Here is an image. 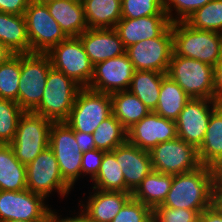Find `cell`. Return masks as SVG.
<instances>
[{
	"mask_svg": "<svg viewBox=\"0 0 222 222\" xmlns=\"http://www.w3.org/2000/svg\"><path fill=\"white\" fill-rule=\"evenodd\" d=\"M214 182V169L203 165L189 172L172 175L171 188L160 206L201 213L214 203Z\"/></svg>",
	"mask_w": 222,
	"mask_h": 222,
	"instance_id": "cell-1",
	"label": "cell"
},
{
	"mask_svg": "<svg viewBox=\"0 0 222 222\" xmlns=\"http://www.w3.org/2000/svg\"><path fill=\"white\" fill-rule=\"evenodd\" d=\"M176 56L196 59L214 67L222 56V33L195 29L184 21L172 22Z\"/></svg>",
	"mask_w": 222,
	"mask_h": 222,
	"instance_id": "cell-2",
	"label": "cell"
},
{
	"mask_svg": "<svg viewBox=\"0 0 222 222\" xmlns=\"http://www.w3.org/2000/svg\"><path fill=\"white\" fill-rule=\"evenodd\" d=\"M82 87L63 72L49 70L40 104L32 111L52 122H65Z\"/></svg>",
	"mask_w": 222,
	"mask_h": 222,
	"instance_id": "cell-3",
	"label": "cell"
},
{
	"mask_svg": "<svg viewBox=\"0 0 222 222\" xmlns=\"http://www.w3.org/2000/svg\"><path fill=\"white\" fill-rule=\"evenodd\" d=\"M52 121L34 112L25 111L19 118L17 130L10 143L15 157L25 166L49 146Z\"/></svg>",
	"mask_w": 222,
	"mask_h": 222,
	"instance_id": "cell-4",
	"label": "cell"
},
{
	"mask_svg": "<svg viewBox=\"0 0 222 222\" xmlns=\"http://www.w3.org/2000/svg\"><path fill=\"white\" fill-rule=\"evenodd\" d=\"M167 75L190 98L214 100V67L196 59L172 54Z\"/></svg>",
	"mask_w": 222,
	"mask_h": 222,
	"instance_id": "cell-5",
	"label": "cell"
},
{
	"mask_svg": "<svg viewBox=\"0 0 222 222\" xmlns=\"http://www.w3.org/2000/svg\"><path fill=\"white\" fill-rule=\"evenodd\" d=\"M51 68L46 53L21 54L18 105L24 111L32 112L40 104Z\"/></svg>",
	"mask_w": 222,
	"mask_h": 222,
	"instance_id": "cell-6",
	"label": "cell"
},
{
	"mask_svg": "<svg viewBox=\"0 0 222 222\" xmlns=\"http://www.w3.org/2000/svg\"><path fill=\"white\" fill-rule=\"evenodd\" d=\"M112 114L110 94L81 88L65 121L74 131L92 134Z\"/></svg>",
	"mask_w": 222,
	"mask_h": 222,
	"instance_id": "cell-7",
	"label": "cell"
},
{
	"mask_svg": "<svg viewBox=\"0 0 222 222\" xmlns=\"http://www.w3.org/2000/svg\"><path fill=\"white\" fill-rule=\"evenodd\" d=\"M46 54L54 69L63 72L82 88L89 86L94 73V65L79 37H68L52 47Z\"/></svg>",
	"mask_w": 222,
	"mask_h": 222,
	"instance_id": "cell-8",
	"label": "cell"
},
{
	"mask_svg": "<svg viewBox=\"0 0 222 222\" xmlns=\"http://www.w3.org/2000/svg\"><path fill=\"white\" fill-rule=\"evenodd\" d=\"M24 17L30 42V53H47L68 38L57 21L49 14L42 0H31Z\"/></svg>",
	"mask_w": 222,
	"mask_h": 222,
	"instance_id": "cell-9",
	"label": "cell"
},
{
	"mask_svg": "<svg viewBox=\"0 0 222 222\" xmlns=\"http://www.w3.org/2000/svg\"><path fill=\"white\" fill-rule=\"evenodd\" d=\"M26 178L27 189L46 199L54 191L65 198L72 190L63 179L57 159L49 146L26 166Z\"/></svg>",
	"mask_w": 222,
	"mask_h": 222,
	"instance_id": "cell-10",
	"label": "cell"
},
{
	"mask_svg": "<svg viewBox=\"0 0 222 222\" xmlns=\"http://www.w3.org/2000/svg\"><path fill=\"white\" fill-rule=\"evenodd\" d=\"M49 147L52 149L63 179L71 186L81 175L82 151L75 139V131L66 122H53Z\"/></svg>",
	"mask_w": 222,
	"mask_h": 222,
	"instance_id": "cell-11",
	"label": "cell"
},
{
	"mask_svg": "<svg viewBox=\"0 0 222 222\" xmlns=\"http://www.w3.org/2000/svg\"><path fill=\"white\" fill-rule=\"evenodd\" d=\"M173 49L171 25L157 38L140 41L126 48L135 71L167 73Z\"/></svg>",
	"mask_w": 222,
	"mask_h": 222,
	"instance_id": "cell-12",
	"label": "cell"
},
{
	"mask_svg": "<svg viewBox=\"0 0 222 222\" xmlns=\"http://www.w3.org/2000/svg\"><path fill=\"white\" fill-rule=\"evenodd\" d=\"M149 155L153 170L168 175H178L201 166L198 150L178 137L159 143Z\"/></svg>",
	"mask_w": 222,
	"mask_h": 222,
	"instance_id": "cell-13",
	"label": "cell"
},
{
	"mask_svg": "<svg viewBox=\"0 0 222 222\" xmlns=\"http://www.w3.org/2000/svg\"><path fill=\"white\" fill-rule=\"evenodd\" d=\"M43 196L28 189L23 191L0 190V222L24 220L42 222L50 216L51 208Z\"/></svg>",
	"mask_w": 222,
	"mask_h": 222,
	"instance_id": "cell-14",
	"label": "cell"
},
{
	"mask_svg": "<svg viewBox=\"0 0 222 222\" xmlns=\"http://www.w3.org/2000/svg\"><path fill=\"white\" fill-rule=\"evenodd\" d=\"M217 108L215 100L191 98L176 120L178 138L198 150L207 131L210 117Z\"/></svg>",
	"mask_w": 222,
	"mask_h": 222,
	"instance_id": "cell-15",
	"label": "cell"
},
{
	"mask_svg": "<svg viewBox=\"0 0 222 222\" xmlns=\"http://www.w3.org/2000/svg\"><path fill=\"white\" fill-rule=\"evenodd\" d=\"M134 67L126 53L97 63L87 88L112 94L129 89L134 74Z\"/></svg>",
	"mask_w": 222,
	"mask_h": 222,
	"instance_id": "cell-16",
	"label": "cell"
},
{
	"mask_svg": "<svg viewBox=\"0 0 222 222\" xmlns=\"http://www.w3.org/2000/svg\"><path fill=\"white\" fill-rule=\"evenodd\" d=\"M177 137L176 121L166 119L153 111L127 129V142L145 151Z\"/></svg>",
	"mask_w": 222,
	"mask_h": 222,
	"instance_id": "cell-17",
	"label": "cell"
},
{
	"mask_svg": "<svg viewBox=\"0 0 222 222\" xmlns=\"http://www.w3.org/2000/svg\"><path fill=\"white\" fill-rule=\"evenodd\" d=\"M78 37L94 66L126 53V48L115 28H88Z\"/></svg>",
	"mask_w": 222,
	"mask_h": 222,
	"instance_id": "cell-18",
	"label": "cell"
},
{
	"mask_svg": "<svg viewBox=\"0 0 222 222\" xmlns=\"http://www.w3.org/2000/svg\"><path fill=\"white\" fill-rule=\"evenodd\" d=\"M116 160L123 172L127 193H133L153 170L149 151L129 142L116 147Z\"/></svg>",
	"mask_w": 222,
	"mask_h": 222,
	"instance_id": "cell-19",
	"label": "cell"
},
{
	"mask_svg": "<svg viewBox=\"0 0 222 222\" xmlns=\"http://www.w3.org/2000/svg\"><path fill=\"white\" fill-rule=\"evenodd\" d=\"M167 15H153L140 18H121L115 29L127 48L135 43L159 37L170 25Z\"/></svg>",
	"mask_w": 222,
	"mask_h": 222,
	"instance_id": "cell-20",
	"label": "cell"
},
{
	"mask_svg": "<svg viewBox=\"0 0 222 222\" xmlns=\"http://www.w3.org/2000/svg\"><path fill=\"white\" fill-rule=\"evenodd\" d=\"M93 195H89L86 203L80 206L88 215L91 222H111L125 203L132 197V193L121 191H103L92 188Z\"/></svg>",
	"mask_w": 222,
	"mask_h": 222,
	"instance_id": "cell-21",
	"label": "cell"
},
{
	"mask_svg": "<svg viewBox=\"0 0 222 222\" xmlns=\"http://www.w3.org/2000/svg\"><path fill=\"white\" fill-rule=\"evenodd\" d=\"M68 37H78L88 25L81 0H42Z\"/></svg>",
	"mask_w": 222,
	"mask_h": 222,
	"instance_id": "cell-22",
	"label": "cell"
},
{
	"mask_svg": "<svg viewBox=\"0 0 222 222\" xmlns=\"http://www.w3.org/2000/svg\"><path fill=\"white\" fill-rule=\"evenodd\" d=\"M0 43L5 45L13 54L30 53V42L24 15L0 12Z\"/></svg>",
	"mask_w": 222,
	"mask_h": 222,
	"instance_id": "cell-23",
	"label": "cell"
},
{
	"mask_svg": "<svg viewBox=\"0 0 222 222\" xmlns=\"http://www.w3.org/2000/svg\"><path fill=\"white\" fill-rule=\"evenodd\" d=\"M198 156L201 165L213 169L222 161V110L219 107L210 117Z\"/></svg>",
	"mask_w": 222,
	"mask_h": 222,
	"instance_id": "cell-24",
	"label": "cell"
},
{
	"mask_svg": "<svg viewBox=\"0 0 222 222\" xmlns=\"http://www.w3.org/2000/svg\"><path fill=\"white\" fill-rule=\"evenodd\" d=\"M88 28H115L122 18L121 0H81Z\"/></svg>",
	"mask_w": 222,
	"mask_h": 222,
	"instance_id": "cell-25",
	"label": "cell"
},
{
	"mask_svg": "<svg viewBox=\"0 0 222 222\" xmlns=\"http://www.w3.org/2000/svg\"><path fill=\"white\" fill-rule=\"evenodd\" d=\"M27 189L26 166L16 157L10 144H0V190Z\"/></svg>",
	"mask_w": 222,
	"mask_h": 222,
	"instance_id": "cell-26",
	"label": "cell"
},
{
	"mask_svg": "<svg viewBox=\"0 0 222 222\" xmlns=\"http://www.w3.org/2000/svg\"><path fill=\"white\" fill-rule=\"evenodd\" d=\"M172 185V175L152 170L132 193V197L152 210L162 205Z\"/></svg>",
	"mask_w": 222,
	"mask_h": 222,
	"instance_id": "cell-27",
	"label": "cell"
},
{
	"mask_svg": "<svg viewBox=\"0 0 222 222\" xmlns=\"http://www.w3.org/2000/svg\"><path fill=\"white\" fill-rule=\"evenodd\" d=\"M190 99L187 93L166 74L162 79L160 97L153 112L166 119L176 121Z\"/></svg>",
	"mask_w": 222,
	"mask_h": 222,
	"instance_id": "cell-28",
	"label": "cell"
},
{
	"mask_svg": "<svg viewBox=\"0 0 222 222\" xmlns=\"http://www.w3.org/2000/svg\"><path fill=\"white\" fill-rule=\"evenodd\" d=\"M166 74L157 71H134L128 91L152 112L158 104L162 79Z\"/></svg>",
	"mask_w": 222,
	"mask_h": 222,
	"instance_id": "cell-29",
	"label": "cell"
},
{
	"mask_svg": "<svg viewBox=\"0 0 222 222\" xmlns=\"http://www.w3.org/2000/svg\"><path fill=\"white\" fill-rule=\"evenodd\" d=\"M112 114L126 128L139 122L151 111L132 93L119 91L110 94Z\"/></svg>",
	"mask_w": 222,
	"mask_h": 222,
	"instance_id": "cell-30",
	"label": "cell"
},
{
	"mask_svg": "<svg viewBox=\"0 0 222 222\" xmlns=\"http://www.w3.org/2000/svg\"><path fill=\"white\" fill-rule=\"evenodd\" d=\"M92 181L97 190L126 192L123 172L116 160V148L104 153L99 172Z\"/></svg>",
	"mask_w": 222,
	"mask_h": 222,
	"instance_id": "cell-31",
	"label": "cell"
},
{
	"mask_svg": "<svg viewBox=\"0 0 222 222\" xmlns=\"http://www.w3.org/2000/svg\"><path fill=\"white\" fill-rule=\"evenodd\" d=\"M96 149L113 151L127 142V129L111 114L92 133Z\"/></svg>",
	"mask_w": 222,
	"mask_h": 222,
	"instance_id": "cell-32",
	"label": "cell"
},
{
	"mask_svg": "<svg viewBox=\"0 0 222 222\" xmlns=\"http://www.w3.org/2000/svg\"><path fill=\"white\" fill-rule=\"evenodd\" d=\"M21 75V54H13L0 64V99L18 104V90Z\"/></svg>",
	"mask_w": 222,
	"mask_h": 222,
	"instance_id": "cell-33",
	"label": "cell"
},
{
	"mask_svg": "<svg viewBox=\"0 0 222 222\" xmlns=\"http://www.w3.org/2000/svg\"><path fill=\"white\" fill-rule=\"evenodd\" d=\"M184 22L195 29L222 33V0H211Z\"/></svg>",
	"mask_w": 222,
	"mask_h": 222,
	"instance_id": "cell-34",
	"label": "cell"
},
{
	"mask_svg": "<svg viewBox=\"0 0 222 222\" xmlns=\"http://www.w3.org/2000/svg\"><path fill=\"white\" fill-rule=\"evenodd\" d=\"M24 112L16 102L0 99V144L13 141L19 118Z\"/></svg>",
	"mask_w": 222,
	"mask_h": 222,
	"instance_id": "cell-35",
	"label": "cell"
},
{
	"mask_svg": "<svg viewBox=\"0 0 222 222\" xmlns=\"http://www.w3.org/2000/svg\"><path fill=\"white\" fill-rule=\"evenodd\" d=\"M122 18H140L153 15H167L164 0H121Z\"/></svg>",
	"mask_w": 222,
	"mask_h": 222,
	"instance_id": "cell-36",
	"label": "cell"
},
{
	"mask_svg": "<svg viewBox=\"0 0 222 222\" xmlns=\"http://www.w3.org/2000/svg\"><path fill=\"white\" fill-rule=\"evenodd\" d=\"M152 209L131 197L111 222H150Z\"/></svg>",
	"mask_w": 222,
	"mask_h": 222,
	"instance_id": "cell-37",
	"label": "cell"
},
{
	"mask_svg": "<svg viewBox=\"0 0 222 222\" xmlns=\"http://www.w3.org/2000/svg\"><path fill=\"white\" fill-rule=\"evenodd\" d=\"M210 1L211 0H164V10L171 22L185 21L194 11ZM173 9L175 13L172 12L174 11Z\"/></svg>",
	"mask_w": 222,
	"mask_h": 222,
	"instance_id": "cell-38",
	"label": "cell"
},
{
	"mask_svg": "<svg viewBox=\"0 0 222 222\" xmlns=\"http://www.w3.org/2000/svg\"><path fill=\"white\" fill-rule=\"evenodd\" d=\"M199 212L196 210L156 206L152 210L154 222H198Z\"/></svg>",
	"mask_w": 222,
	"mask_h": 222,
	"instance_id": "cell-39",
	"label": "cell"
},
{
	"mask_svg": "<svg viewBox=\"0 0 222 222\" xmlns=\"http://www.w3.org/2000/svg\"><path fill=\"white\" fill-rule=\"evenodd\" d=\"M106 151L100 149H92L83 152L81 160V176L89 175L91 181L96 177L99 172L101 162ZM84 175V176H83Z\"/></svg>",
	"mask_w": 222,
	"mask_h": 222,
	"instance_id": "cell-40",
	"label": "cell"
},
{
	"mask_svg": "<svg viewBox=\"0 0 222 222\" xmlns=\"http://www.w3.org/2000/svg\"><path fill=\"white\" fill-rule=\"evenodd\" d=\"M31 0H0V12L24 15Z\"/></svg>",
	"mask_w": 222,
	"mask_h": 222,
	"instance_id": "cell-41",
	"label": "cell"
},
{
	"mask_svg": "<svg viewBox=\"0 0 222 222\" xmlns=\"http://www.w3.org/2000/svg\"><path fill=\"white\" fill-rule=\"evenodd\" d=\"M198 222H222V210L213 203L199 214Z\"/></svg>",
	"mask_w": 222,
	"mask_h": 222,
	"instance_id": "cell-42",
	"label": "cell"
},
{
	"mask_svg": "<svg viewBox=\"0 0 222 222\" xmlns=\"http://www.w3.org/2000/svg\"><path fill=\"white\" fill-rule=\"evenodd\" d=\"M75 139L82 153L96 148L92 134L75 131Z\"/></svg>",
	"mask_w": 222,
	"mask_h": 222,
	"instance_id": "cell-43",
	"label": "cell"
},
{
	"mask_svg": "<svg viewBox=\"0 0 222 222\" xmlns=\"http://www.w3.org/2000/svg\"><path fill=\"white\" fill-rule=\"evenodd\" d=\"M222 99V56L214 66V100Z\"/></svg>",
	"mask_w": 222,
	"mask_h": 222,
	"instance_id": "cell-44",
	"label": "cell"
},
{
	"mask_svg": "<svg viewBox=\"0 0 222 222\" xmlns=\"http://www.w3.org/2000/svg\"><path fill=\"white\" fill-rule=\"evenodd\" d=\"M79 215L77 214L76 216L72 217H60L58 216L54 210L50 211V216L53 218L54 222H91L88 215L80 209Z\"/></svg>",
	"mask_w": 222,
	"mask_h": 222,
	"instance_id": "cell-45",
	"label": "cell"
},
{
	"mask_svg": "<svg viewBox=\"0 0 222 222\" xmlns=\"http://www.w3.org/2000/svg\"><path fill=\"white\" fill-rule=\"evenodd\" d=\"M214 203L222 210V175H215Z\"/></svg>",
	"mask_w": 222,
	"mask_h": 222,
	"instance_id": "cell-46",
	"label": "cell"
},
{
	"mask_svg": "<svg viewBox=\"0 0 222 222\" xmlns=\"http://www.w3.org/2000/svg\"><path fill=\"white\" fill-rule=\"evenodd\" d=\"M12 55L13 53L5 45L0 43V64L4 63Z\"/></svg>",
	"mask_w": 222,
	"mask_h": 222,
	"instance_id": "cell-47",
	"label": "cell"
},
{
	"mask_svg": "<svg viewBox=\"0 0 222 222\" xmlns=\"http://www.w3.org/2000/svg\"><path fill=\"white\" fill-rule=\"evenodd\" d=\"M215 175H222V161L221 163L214 169Z\"/></svg>",
	"mask_w": 222,
	"mask_h": 222,
	"instance_id": "cell-48",
	"label": "cell"
},
{
	"mask_svg": "<svg viewBox=\"0 0 222 222\" xmlns=\"http://www.w3.org/2000/svg\"><path fill=\"white\" fill-rule=\"evenodd\" d=\"M42 222H54V221H53V218L51 216H49Z\"/></svg>",
	"mask_w": 222,
	"mask_h": 222,
	"instance_id": "cell-49",
	"label": "cell"
},
{
	"mask_svg": "<svg viewBox=\"0 0 222 222\" xmlns=\"http://www.w3.org/2000/svg\"><path fill=\"white\" fill-rule=\"evenodd\" d=\"M218 107L222 110V99L217 101Z\"/></svg>",
	"mask_w": 222,
	"mask_h": 222,
	"instance_id": "cell-50",
	"label": "cell"
},
{
	"mask_svg": "<svg viewBox=\"0 0 222 222\" xmlns=\"http://www.w3.org/2000/svg\"><path fill=\"white\" fill-rule=\"evenodd\" d=\"M6 222H27V221H24V220H11V221H6Z\"/></svg>",
	"mask_w": 222,
	"mask_h": 222,
	"instance_id": "cell-51",
	"label": "cell"
}]
</instances>
